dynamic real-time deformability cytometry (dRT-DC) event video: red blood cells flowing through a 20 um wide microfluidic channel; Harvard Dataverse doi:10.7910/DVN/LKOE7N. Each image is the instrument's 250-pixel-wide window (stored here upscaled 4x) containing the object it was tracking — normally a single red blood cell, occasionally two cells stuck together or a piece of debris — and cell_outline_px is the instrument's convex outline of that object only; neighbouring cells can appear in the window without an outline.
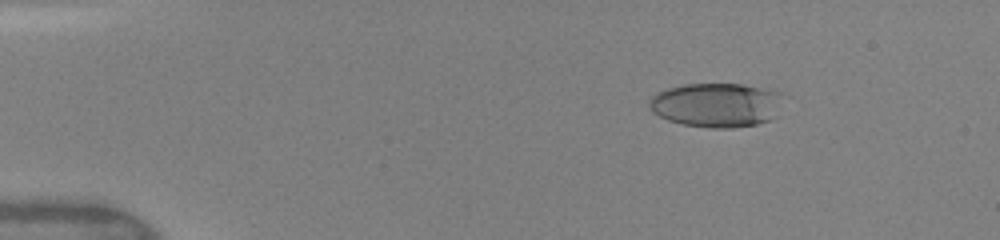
{"species": "human", "species_latin": "Homo sapiens", "temperature_condition": "warm", "stored_images_in_passage": 44, "camera_frame_rate_fps": 3000, "um_per_image_px": 0.085, "donor": {"sex": "female"}, "frame": {"image": 1, "passage_image": 2, "time_ms": 0.333, "image_size_px": [1000, 240], "cell_outline_px": [[780, 92], [776, 116], [768, 120], [756, 124], [732, 128], [708, 128], [684, 124], [668, 120], [652, 112], [648, 104], [648, 100], [656, 92], [668, 88], [684, 84], [740, 84]], "centroid_in_image_um": [60.82, 8.93], "position_along_channel_um": 24.2, "area_um2": 34.22}}
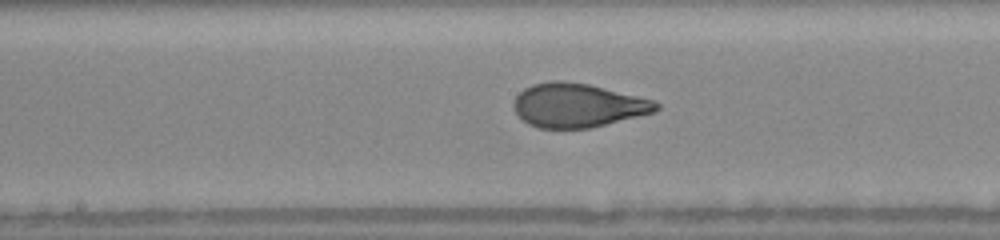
{"frame": {"image": 2, "passage_image": 21, "time_ms": 6.667, "image_size_px": [1000, 240], "cell_outline_px": [[660, 108], [656, 112], [592, 128], [540, 128], [528, 124], [516, 112], [512, 104], [516, 96], [524, 88], [532, 84], [552, 80], [560, 80], [588, 84], [656, 100], [660, 104]], "centroid_in_image_um": [49.14, 8.95], "position_along_channel_um": 199.1, "area_um2": 36.65}}
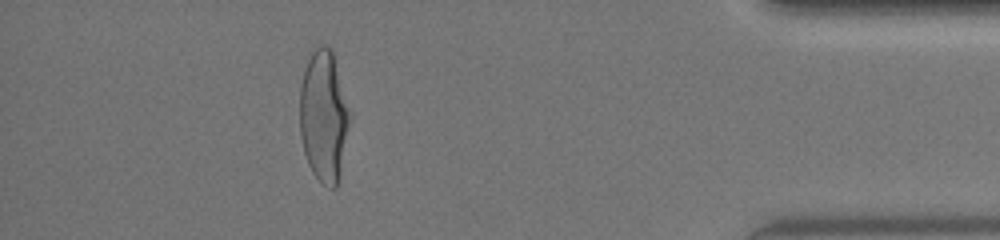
{"frame": {"image": 3, "passage_image": 39, "time_ms": 12.667, "image_size_px": [1000, 240], "cell_outline_px": [[352, 116], [340, 172], [336, 188], [328, 188], [312, 172], [308, 164], [304, 152], [300, 136], [300, 84], [308, 60], [312, 52], [316, 48], [324, 44], [332, 48], [352, 112]], "centroid_in_image_um": [27.55, 9.85], "position_along_channel_um": 407.6, "area_um2": 38.84}, "authors_computed_cell_mechanics": {"area_um2": 36.703, "velocity_mm_per_s": 4.1591, "shape_relaxation_time_tau1_ms": 4.32, "shape_relaxation_time_tau2_ms": null, "deformation_change_tau1": 0.2191, "deformation_change_tau2": null}}